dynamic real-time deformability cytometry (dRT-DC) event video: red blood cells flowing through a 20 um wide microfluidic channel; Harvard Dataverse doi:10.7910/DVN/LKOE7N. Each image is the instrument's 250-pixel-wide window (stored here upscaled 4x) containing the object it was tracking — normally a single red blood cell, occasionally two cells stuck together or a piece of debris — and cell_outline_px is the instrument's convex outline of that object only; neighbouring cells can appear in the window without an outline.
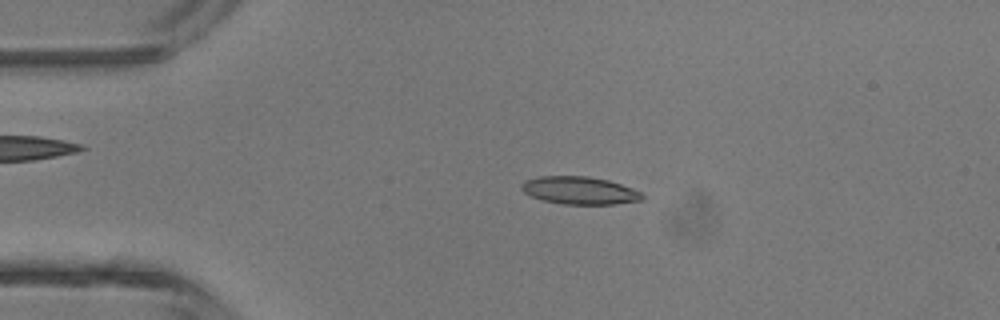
{"species": "common noctule bat (a hibernating species)", "species_latin": "Nyctalus noctula", "temperature_condition": "room temperature", "stored_images_in_passage": 4, "camera_frame_rate_fps": 3000, "um_per_image_px": 0.085, "animal": {"sex": "male", "body_mass_g": 13.3}, "frame": {"image": 1, "passage_image": 2, "time_ms": 2.0, "image_size_px": [1000, 320], "cell_outline_px": [[644, 200], [616, 204], [564, 204], [544, 200], [532, 196], [524, 192], [520, 188], [520, 184], [524, 180], [540, 176], [588, 176], [608, 180], [632, 188], [640, 192], [644, 196]], "centroid_in_image_um": [49.27, 16.18], "position_along_channel_um": 35.7, "area_um2": 19.48}}
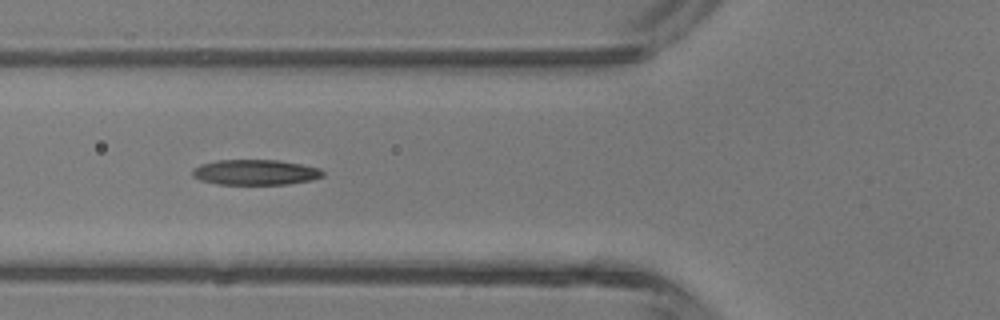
{"frame": {"image": 2, "passage_image": 4, "time_ms": 4.333, "image_size_px": [1000, 320], "cell_outline_px": [[324, 176], [312, 180], [288, 184], [216, 184], [200, 180], [192, 176], [192, 168], [200, 164], [216, 160], [280, 160], [320, 168], [324, 172]], "centroid_in_image_um": [21.69, 14.64], "position_along_channel_um": 104.1, "area_um2": 19.42}}